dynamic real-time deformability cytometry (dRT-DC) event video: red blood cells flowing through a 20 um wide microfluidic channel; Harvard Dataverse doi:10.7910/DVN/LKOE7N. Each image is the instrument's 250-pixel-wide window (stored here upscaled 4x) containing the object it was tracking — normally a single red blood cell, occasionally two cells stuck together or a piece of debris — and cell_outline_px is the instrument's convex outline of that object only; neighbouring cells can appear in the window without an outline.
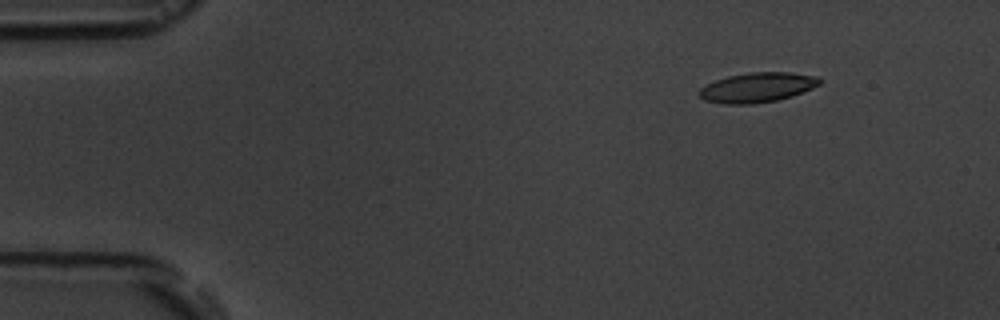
{"species": "common noctule bat (a hibernating species)", "species_latin": "Nyctalus noctula", "temperature_condition": "room temperature", "stored_images_in_passage": 5, "camera_frame_rate_fps": 3000, "um_per_image_px": 0.085, "animal": {"sex": "male", "body_mass_g": 19.5, "forearm_length_mm": 54.6}, "frame": {"image": 1, "passage_image": 2, "time_ms": 1.0, "image_size_px": [1000, 320], "cell_outline_px": [[820, 84], [812, 88], [792, 96], [776, 100], [752, 104], [724, 104], [704, 100], [696, 92], [700, 88], [716, 80], [728, 76], [748, 72], [788, 72], [816, 76], [820, 80]], "centroid_in_image_um": [64.34, 7.43], "position_along_channel_um": 20.7, "area_um2": 20.81}}
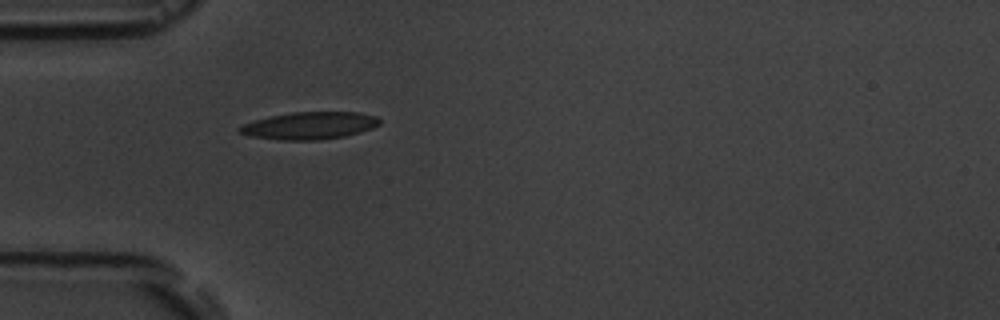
{"frame": {"image": 2, "passage_image": 5, "time_ms": 4.333, "image_size_px": [1000, 320], "cell_outline_px": [[380, 124], [372, 128], [360, 132], [344, 136], [320, 140], [276, 140], [252, 136], [240, 132], [236, 128], [244, 124], [268, 116], [292, 112], [360, 112], [376, 116], [380, 120]], "centroid_in_image_um": [26.32, 10.67], "position_along_channel_um": 58.7, "area_um2": 22.31}}